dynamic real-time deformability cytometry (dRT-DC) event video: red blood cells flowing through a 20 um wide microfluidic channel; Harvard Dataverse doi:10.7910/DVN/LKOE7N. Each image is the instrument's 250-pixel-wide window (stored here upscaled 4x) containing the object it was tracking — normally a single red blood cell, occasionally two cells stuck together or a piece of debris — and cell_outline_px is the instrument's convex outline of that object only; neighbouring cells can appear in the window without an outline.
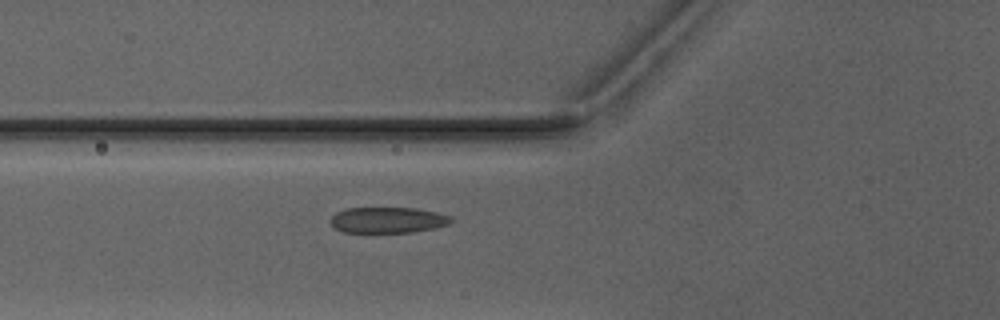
{"species": "Egyptian fruit bat (a non-hibernating species)", "species_latin": "Rousettus aegyptiacus", "temperature_condition": "warm", "stored_images_in_passage": 6, "camera_frame_rate_fps": 3000, "um_per_image_px": 0.085, "animal": {"sex": "male"}, "frame": {"image": 1, "passage_image": 6, "time_ms": 6.0, "image_size_px": [1000, 320], "cell_outline_px": [[452, 220], [448, 224], [432, 228], [412, 232], [344, 232], [336, 228], [328, 220], [336, 212], [344, 208], [416, 208], [436, 212], [452, 216]], "centroid_in_image_um": [32.93, 18.69], "position_along_channel_um": 92.9, "area_um2": 18.09}}